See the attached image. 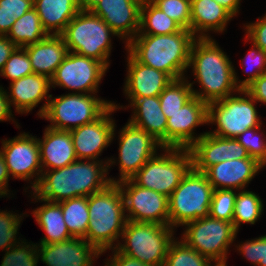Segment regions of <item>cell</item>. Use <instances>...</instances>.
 Here are the masks:
<instances>
[{"mask_svg": "<svg viewBox=\"0 0 266 266\" xmlns=\"http://www.w3.org/2000/svg\"><path fill=\"white\" fill-rule=\"evenodd\" d=\"M96 161L73 163L60 169L41 173L33 183L36 198L42 201L61 202L76 197H88L107 188L114 179H107L109 163ZM106 178V179H105Z\"/></svg>", "mask_w": 266, "mask_h": 266, "instance_id": "cell-1", "label": "cell"}, {"mask_svg": "<svg viewBox=\"0 0 266 266\" xmlns=\"http://www.w3.org/2000/svg\"><path fill=\"white\" fill-rule=\"evenodd\" d=\"M190 30L166 35L137 34L127 43L128 52L140 63L163 71L173 80L184 78L195 41Z\"/></svg>", "mask_w": 266, "mask_h": 266, "instance_id": "cell-2", "label": "cell"}, {"mask_svg": "<svg viewBox=\"0 0 266 266\" xmlns=\"http://www.w3.org/2000/svg\"><path fill=\"white\" fill-rule=\"evenodd\" d=\"M193 66L195 78L204 89L193 90V96L207 104L229 97L239 91L238 78L229 58L210 37H199L193 42L189 67Z\"/></svg>", "mask_w": 266, "mask_h": 266, "instance_id": "cell-3", "label": "cell"}, {"mask_svg": "<svg viewBox=\"0 0 266 266\" xmlns=\"http://www.w3.org/2000/svg\"><path fill=\"white\" fill-rule=\"evenodd\" d=\"M88 210L90 221L84 239L103 253L112 248L128 221L120 186L111 183L104 190L88 196Z\"/></svg>", "mask_w": 266, "mask_h": 266, "instance_id": "cell-4", "label": "cell"}, {"mask_svg": "<svg viewBox=\"0 0 266 266\" xmlns=\"http://www.w3.org/2000/svg\"><path fill=\"white\" fill-rule=\"evenodd\" d=\"M48 100L41 107L38 115L50 120L49 128L55 130L71 131L79 126L92 123L100 118L113 103L84 93H69ZM73 124V125H71Z\"/></svg>", "mask_w": 266, "mask_h": 266, "instance_id": "cell-5", "label": "cell"}, {"mask_svg": "<svg viewBox=\"0 0 266 266\" xmlns=\"http://www.w3.org/2000/svg\"><path fill=\"white\" fill-rule=\"evenodd\" d=\"M170 225L133 222L128 220L122 237L125 244H118L120 253L150 266H163L169 246L174 238Z\"/></svg>", "mask_w": 266, "mask_h": 266, "instance_id": "cell-6", "label": "cell"}, {"mask_svg": "<svg viewBox=\"0 0 266 266\" xmlns=\"http://www.w3.org/2000/svg\"><path fill=\"white\" fill-rule=\"evenodd\" d=\"M213 192L206 174L191 167L168 198L169 225L173 228L209 216Z\"/></svg>", "mask_w": 266, "mask_h": 266, "instance_id": "cell-7", "label": "cell"}, {"mask_svg": "<svg viewBox=\"0 0 266 266\" xmlns=\"http://www.w3.org/2000/svg\"><path fill=\"white\" fill-rule=\"evenodd\" d=\"M111 33L116 35L99 16L90 11H79L68 23L61 36L69 52L94 58L108 68Z\"/></svg>", "mask_w": 266, "mask_h": 266, "instance_id": "cell-8", "label": "cell"}, {"mask_svg": "<svg viewBox=\"0 0 266 266\" xmlns=\"http://www.w3.org/2000/svg\"><path fill=\"white\" fill-rule=\"evenodd\" d=\"M164 155H155L131 178L138 186L170 197L182 178L192 167L187 148H164Z\"/></svg>", "mask_w": 266, "mask_h": 266, "instance_id": "cell-9", "label": "cell"}, {"mask_svg": "<svg viewBox=\"0 0 266 266\" xmlns=\"http://www.w3.org/2000/svg\"><path fill=\"white\" fill-rule=\"evenodd\" d=\"M248 98L229 96L208 104V123H216L217 130L208 132L222 138H236L245 130L259 127L256 102L246 90H239Z\"/></svg>", "mask_w": 266, "mask_h": 266, "instance_id": "cell-10", "label": "cell"}, {"mask_svg": "<svg viewBox=\"0 0 266 266\" xmlns=\"http://www.w3.org/2000/svg\"><path fill=\"white\" fill-rule=\"evenodd\" d=\"M183 241L211 261H226L230 243L237 230L232 222L207 216L185 224Z\"/></svg>", "mask_w": 266, "mask_h": 266, "instance_id": "cell-11", "label": "cell"}, {"mask_svg": "<svg viewBox=\"0 0 266 266\" xmlns=\"http://www.w3.org/2000/svg\"><path fill=\"white\" fill-rule=\"evenodd\" d=\"M117 184L122 190L125 210L129 211L127 220L169 225L168 197L138 186L132 179L119 181Z\"/></svg>", "mask_w": 266, "mask_h": 266, "instance_id": "cell-12", "label": "cell"}, {"mask_svg": "<svg viewBox=\"0 0 266 266\" xmlns=\"http://www.w3.org/2000/svg\"><path fill=\"white\" fill-rule=\"evenodd\" d=\"M106 70L107 67L94 58L68 52L50 81L51 85L83 91L85 94L94 93Z\"/></svg>", "mask_w": 266, "mask_h": 266, "instance_id": "cell-13", "label": "cell"}, {"mask_svg": "<svg viewBox=\"0 0 266 266\" xmlns=\"http://www.w3.org/2000/svg\"><path fill=\"white\" fill-rule=\"evenodd\" d=\"M119 163L120 180L131 179L141 167L156 155V147L162 145L145 130L128 122L120 131Z\"/></svg>", "mask_w": 266, "mask_h": 266, "instance_id": "cell-14", "label": "cell"}, {"mask_svg": "<svg viewBox=\"0 0 266 266\" xmlns=\"http://www.w3.org/2000/svg\"><path fill=\"white\" fill-rule=\"evenodd\" d=\"M208 104L193 96L182 108L167 114L166 148L189 149L199 138L193 136L195 127L208 123Z\"/></svg>", "mask_w": 266, "mask_h": 266, "instance_id": "cell-15", "label": "cell"}, {"mask_svg": "<svg viewBox=\"0 0 266 266\" xmlns=\"http://www.w3.org/2000/svg\"><path fill=\"white\" fill-rule=\"evenodd\" d=\"M192 167L205 172L210 166L227 160L249 158L248 151L236 138H222L208 132L190 148Z\"/></svg>", "mask_w": 266, "mask_h": 266, "instance_id": "cell-16", "label": "cell"}, {"mask_svg": "<svg viewBox=\"0 0 266 266\" xmlns=\"http://www.w3.org/2000/svg\"><path fill=\"white\" fill-rule=\"evenodd\" d=\"M37 139L23 133L14 139L2 141L1 152L9 176L11 174L13 178L26 180L34 177L35 171L43 173Z\"/></svg>", "mask_w": 266, "mask_h": 266, "instance_id": "cell-17", "label": "cell"}, {"mask_svg": "<svg viewBox=\"0 0 266 266\" xmlns=\"http://www.w3.org/2000/svg\"><path fill=\"white\" fill-rule=\"evenodd\" d=\"M116 109L117 105L113 104L96 121L70 131L78 160H95L113 140L115 125L109 116Z\"/></svg>", "mask_w": 266, "mask_h": 266, "instance_id": "cell-18", "label": "cell"}, {"mask_svg": "<svg viewBox=\"0 0 266 266\" xmlns=\"http://www.w3.org/2000/svg\"><path fill=\"white\" fill-rule=\"evenodd\" d=\"M140 10L141 5L134 0H101L90 12L105 21L118 37L127 36L128 43L139 32Z\"/></svg>", "mask_w": 266, "mask_h": 266, "instance_id": "cell-19", "label": "cell"}, {"mask_svg": "<svg viewBox=\"0 0 266 266\" xmlns=\"http://www.w3.org/2000/svg\"><path fill=\"white\" fill-rule=\"evenodd\" d=\"M39 247L41 261L47 266H92V258L102 254L84 238L72 237L58 243L40 244Z\"/></svg>", "mask_w": 266, "mask_h": 266, "instance_id": "cell-20", "label": "cell"}, {"mask_svg": "<svg viewBox=\"0 0 266 266\" xmlns=\"http://www.w3.org/2000/svg\"><path fill=\"white\" fill-rule=\"evenodd\" d=\"M262 168L256 159L242 158L227 160L210 166L204 173L214 190L243 189ZM219 187V188H218Z\"/></svg>", "mask_w": 266, "mask_h": 266, "instance_id": "cell-21", "label": "cell"}, {"mask_svg": "<svg viewBox=\"0 0 266 266\" xmlns=\"http://www.w3.org/2000/svg\"><path fill=\"white\" fill-rule=\"evenodd\" d=\"M125 93L129 98L159 96L173 80L168 74L138 62L130 53Z\"/></svg>", "mask_w": 266, "mask_h": 266, "instance_id": "cell-22", "label": "cell"}, {"mask_svg": "<svg viewBox=\"0 0 266 266\" xmlns=\"http://www.w3.org/2000/svg\"><path fill=\"white\" fill-rule=\"evenodd\" d=\"M30 58L33 72L51 79L68 54V48L61 35H48L38 43L23 47Z\"/></svg>", "mask_w": 266, "mask_h": 266, "instance_id": "cell-23", "label": "cell"}, {"mask_svg": "<svg viewBox=\"0 0 266 266\" xmlns=\"http://www.w3.org/2000/svg\"><path fill=\"white\" fill-rule=\"evenodd\" d=\"M43 138L41 141L38 139L42 167L56 170L78 160L70 131L47 127Z\"/></svg>", "mask_w": 266, "mask_h": 266, "instance_id": "cell-24", "label": "cell"}, {"mask_svg": "<svg viewBox=\"0 0 266 266\" xmlns=\"http://www.w3.org/2000/svg\"><path fill=\"white\" fill-rule=\"evenodd\" d=\"M130 99L135 111L129 122L145 130L166 148L167 118L160 107L159 96Z\"/></svg>", "mask_w": 266, "mask_h": 266, "instance_id": "cell-25", "label": "cell"}, {"mask_svg": "<svg viewBox=\"0 0 266 266\" xmlns=\"http://www.w3.org/2000/svg\"><path fill=\"white\" fill-rule=\"evenodd\" d=\"M50 86L51 81L48 77L36 73L15 80L10 85V105L13 104L19 113H28L46 98Z\"/></svg>", "mask_w": 266, "mask_h": 266, "instance_id": "cell-26", "label": "cell"}, {"mask_svg": "<svg viewBox=\"0 0 266 266\" xmlns=\"http://www.w3.org/2000/svg\"><path fill=\"white\" fill-rule=\"evenodd\" d=\"M33 8L48 35L52 29L55 30L52 35H61L80 11L76 0H33Z\"/></svg>", "mask_w": 266, "mask_h": 266, "instance_id": "cell-27", "label": "cell"}, {"mask_svg": "<svg viewBox=\"0 0 266 266\" xmlns=\"http://www.w3.org/2000/svg\"><path fill=\"white\" fill-rule=\"evenodd\" d=\"M233 15L214 0H191V32L199 37H209L202 32H222Z\"/></svg>", "mask_w": 266, "mask_h": 266, "instance_id": "cell-28", "label": "cell"}, {"mask_svg": "<svg viewBox=\"0 0 266 266\" xmlns=\"http://www.w3.org/2000/svg\"><path fill=\"white\" fill-rule=\"evenodd\" d=\"M44 202L47 203L33 211L38 225L46 233L40 244L58 243L72 238L64 221L61 204Z\"/></svg>", "mask_w": 266, "mask_h": 266, "instance_id": "cell-29", "label": "cell"}, {"mask_svg": "<svg viewBox=\"0 0 266 266\" xmlns=\"http://www.w3.org/2000/svg\"><path fill=\"white\" fill-rule=\"evenodd\" d=\"M8 38L17 46L25 47L30 44L38 43L45 39L48 34L43 29L40 17L36 10L32 8L23 16L16 19L8 32Z\"/></svg>", "mask_w": 266, "mask_h": 266, "instance_id": "cell-30", "label": "cell"}, {"mask_svg": "<svg viewBox=\"0 0 266 266\" xmlns=\"http://www.w3.org/2000/svg\"><path fill=\"white\" fill-rule=\"evenodd\" d=\"M181 29L182 27L175 20L170 18L152 2L141 5L140 27L138 33L149 35H166L179 32Z\"/></svg>", "mask_w": 266, "mask_h": 266, "instance_id": "cell-31", "label": "cell"}, {"mask_svg": "<svg viewBox=\"0 0 266 266\" xmlns=\"http://www.w3.org/2000/svg\"><path fill=\"white\" fill-rule=\"evenodd\" d=\"M59 203L70 235L75 238H85L90 221L88 197L71 198Z\"/></svg>", "mask_w": 266, "mask_h": 266, "instance_id": "cell-32", "label": "cell"}, {"mask_svg": "<svg viewBox=\"0 0 266 266\" xmlns=\"http://www.w3.org/2000/svg\"><path fill=\"white\" fill-rule=\"evenodd\" d=\"M184 78L172 80L159 95L160 107L167 118L184 106L193 97V83H185Z\"/></svg>", "mask_w": 266, "mask_h": 266, "instance_id": "cell-33", "label": "cell"}, {"mask_svg": "<svg viewBox=\"0 0 266 266\" xmlns=\"http://www.w3.org/2000/svg\"><path fill=\"white\" fill-rule=\"evenodd\" d=\"M263 204L258 195L252 191H241L235 199L233 224L238 231L241 223L255 224L261 217Z\"/></svg>", "mask_w": 266, "mask_h": 266, "instance_id": "cell-34", "label": "cell"}, {"mask_svg": "<svg viewBox=\"0 0 266 266\" xmlns=\"http://www.w3.org/2000/svg\"><path fill=\"white\" fill-rule=\"evenodd\" d=\"M211 260L188 246L183 240H173L163 266H209Z\"/></svg>", "mask_w": 266, "mask_h": 266, "instance_id": "cell-35", "label": "cell"}, {"mask_svg": "<svg viewBox=\"0 0 266 266\" xmlns=\"http://www.w3.org/2000/svg\"><path fill=\"white\" fill-rule=\"evenodd\" d=\"M33 8V0H0V35L6 36L16 19Z\"/></svg>", "mask_w": 266, "mask_h": 266, "instance_id": "cell-36", "label": "cell"}, {"mask_svg": "<svg viewBox=\"0 0 266 266\" xmlns=\"http://www.w3.org/2000/svg\"><path fill=\"white\" fill-rule=\"evenodd\" d=\"M237 194L229 189H216L213 192L209 216L215 219L232 222Z\"/></svg>", "mask_w": 266, "mask_h": 266, "instance_id": "cell-37", "label": "cell"}, {"mask_svg": "<svg viewBox=\"0 0 266 266\" xmlns=\"http://www.w3.org/2000/svg\"><path fill=\"white\" fill-rule=\"evenodd\" d=\"M151 2L183 29L191 31V0H152Z\"/></svg>", "mask_w": 266, "mask_h": 266, "instance_id": "cell-38", "label": "cell"}, {"mask_svg": "<svg viewBox=\"0 0 266 266\" xmlns=\"http://www.w3.org/2000/svg\"><path fill=\"white\" fill-rule=\"evenodd\" d=\"M33 73L27 51L22 47H17L5 63L0 75L11 79L13 82Z\"/></svg>", "mask_w": 266, "mask_h": 266, "instance_id": "cell-39", "label": "cell"}, {"mask_svg": "<svg viewBox=\"0 0 266 266\" xmlns=\"http://www.w3.org/2000/svg\"><path fill=\"white\" fill-rule=\"evenodd\" d=\"M26 242L21 245L10 247L6 250V254L0 266H37L39 254L37 251L38 246L25 245Z\"/></svg>", "mask_w": 266, "mask_h": 266, "instance_id": "cell-40", "label": "cell"}, {"mask_svg": "<svg viewBox=\"0 0 266 266\" xmlns=\"http://www.w3.org/2000/svg\"><path fill=\"white\" fill-rule=\"evenodd\" d=\"M259 128L261 129V125L247 129L239 134L236 139L248 151L250 157L263 164L266 161V142H264L265 139L257 136L256 132Z\"/></svg>", "mask_w": 266, "mask_h": 266, "instance_id": "cell-41", "label": "cell"}, {"mask_svg": "<svg viewBox=\"0 0 266 266\" xmlns=\"http://www.w3.org/2000/svg\"><path fill=\"white\" fill-rule=\"evenodd\" d=\"M21 216L10 214L9 212H0V248L9 249L16 246V234L20 225Z\"/></svg>", "mask_w": 266, "mask_h": 266, "instance_id": "cell-42", "label": "cell"}, {"mask_svg": "<svg viewBox=\"0 0 266 266\" xmlns=\"http://www.w3.org/2000/svg\"><path fill=\"white\" fill-rule=\"evenodd\" d=\"M247 59L249 60L250 64L257 68L252 71V73L250 72L249 77L239 84L240 90H245L260 75L266 73V51H263L253 43V49L248 52L247 58L245 60L247 61ZM249 63H246V65Z\"/></svg>", "mask_w": 266, "mask_h": 266, "instance_id": "cell-43", "label": "cell"}, {"mask_svg": "<svg viewBox=\"0 0 266 266\" xmlns=\"http://www.w3.org/2000/svg\"><path fill=\"white\" fill-rule=\"evenodd\" d=\"M239 251L254 265L266 266V235L239 245Z\"/></svg>", "mask_w": 266, "mask_h": 266, "instance_id": "cell-44", "label": "cell"}, {"mask_svg": "<svg viewBox=\"0 0 266 266\" xmlns=\"http://www.w3.org/2000/svg\"><path fill=\"white\" fill-rule=\"evenodd\" d=\"M256 23L246 25L247 36L253 43L263 51H266V15Z\"/></svg>", "mask_w": 266, "mask_h": 266, "instance_id": "cell-45", "label": "cell"}, {"mask_svg": "<svg viewBox=\"0 0 266 266\" xmlns=\"http://www.w3.org/2000/svg\"><path fill=\"white\" fill-rule=\"evenodd\" d=\"M257 102L266 103V73L260 75L245 89Z\"/></svg>", "mask_w": 266, "mask_h": 266, "instance_id": "cell-46", "label": "cell"}, {"mask_svg": "<svg viewBox=\"0 0 266 266\" xmlns=\"http://www.w3.org/2000/svg\"><path fill=\"white\" fill-rule=\"evenodd\" d=\"M16 48L17 46L8 38V35H0V74L5 63Z\"/></svg>", "mask_w": 266, "mask_h": 266, "instance_id": "cell-47", "label": "cell"}, {"mask_svg": "<svg viewBox=\"0 0 266 266\" xmlns=\"http://www.w3.org/2000/svg\"><path fill=\"white\" fill-rule=\"evenodd\" d=\"M114 251L113 259L108 261L110 264L106 263V266H150L120 253L116 248Z\"/></svg>", "mask_w": 266, "mask_h": 266, "instance_id": "cell-48", "label": "cell"}, {"mask_svg": "<svg viewBox=\"0 0 266 266\" xmlns=\"http://www.w3.org/2000/svg\"><path fill=\"white\" fill-rule=\"evenodd\" d=\"M10 107L8 95L4 89L2 90V87H0V121L11 119L12 111Z\"/></svg>", "mask_w": 266, "mask_h": 266, "instance_id": "cell-49", "label": "cell"}, {"mask_svg": "<svg viewBox=\"0 0 266 266\" xmlns=\"http://www.w3.org/2000/svg\"><path fill=\"white\" fill-rule=\"evenodd\" d=\"M9 173L7 170V166L4 161V157L2 155V152L0 151V197L3 195H7V185H8V179H9Z\"/></svg>", "mask_w": 266, "mask_h": 266, "instance_id": "cell-50", "label": "cell"}, {"mask_svg": "<svg viewBox=\"0 0 266 266\" xmlns=\"http://www.w3.org/2000/svg\"><path fill=\"white\" fill-rule=\"evenodd\" d=\"M225 9H227L233 16L238 12L240 0H214Z\"/></svg>", "mask_w": 266, "mask_h": 266, "instance_id": "cell-51", "label": "cell"}, {"mask_svg": "<svg viewBox=\"0 0 266 266\" xmlns=\"http://www.w3.org/2000/svg\"><path fill=\"white\" fill-rule=\"evenodd\" d=\"M101 0H76L80 11H91Z\"/></svg>", "mask_w": 266, "mask_h": 266, "instance_id": "cell-52", "label": "cell"}, {"mask_svg": "<svg viewBox=\"0 0 266 266\" xmlns=\"http://www.w3.org/2000/svg\"><path fill=\"white\" fill-rule=\"evenodd\" d=\"M136 2H138L140 5H144L147 4L148 2H151L152 0H134Z\"/></svg>", "mask_w": 266, "mask_h": 266, "instance_id": "cell-53", "label": "cell"}, {"mask_svg": "<svg viewBox=\"0 0 266 266\" xmlns=\"http://www.w3.org/2000/svg\"><path fill=\"white\" fill-rule=\"evenodd\" d=\"M225 264H226V261H217L215 266H227ZM209 266H211V264Z\"/></svg>", "mask_w": 266, "mask_h": 266, "instance_id": "cell-54", "label": "cell"}]
</instances>
